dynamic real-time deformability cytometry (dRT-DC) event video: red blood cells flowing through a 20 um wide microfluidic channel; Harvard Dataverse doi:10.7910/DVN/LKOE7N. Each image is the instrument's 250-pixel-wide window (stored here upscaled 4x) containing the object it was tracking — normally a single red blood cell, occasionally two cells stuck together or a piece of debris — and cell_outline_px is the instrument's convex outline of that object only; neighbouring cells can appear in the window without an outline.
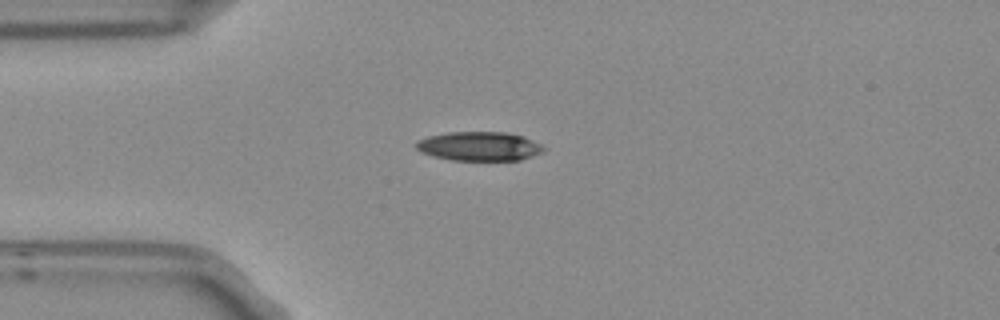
{"species": "Egyptian fruit bat (a non-hibernating species)", "species_latin": "Rousettus aegyptiacus", "temperature_condition": "room temperature", "stored_images_in_passage": 3, "camera_frame_rate_fps": 3000, "um_per_image_px": 0.085, "frame": {"image": 1, "passage_image": 3, "time_ms": 0.667, "image_size_px": [1000, 320], "cell_outline_px": [[544, 152], [520, 160], [452, 160], [432, 156], [420, 152], [416, 148], [416, 140], [428, 136], [448, 132], [504, 132], [524, 136], [540, 144], [544, 148]], "centroid_in_image_um": [40.71, 12.43], "position_along_channel_um": 44.3, "area_um2": 21.68}}